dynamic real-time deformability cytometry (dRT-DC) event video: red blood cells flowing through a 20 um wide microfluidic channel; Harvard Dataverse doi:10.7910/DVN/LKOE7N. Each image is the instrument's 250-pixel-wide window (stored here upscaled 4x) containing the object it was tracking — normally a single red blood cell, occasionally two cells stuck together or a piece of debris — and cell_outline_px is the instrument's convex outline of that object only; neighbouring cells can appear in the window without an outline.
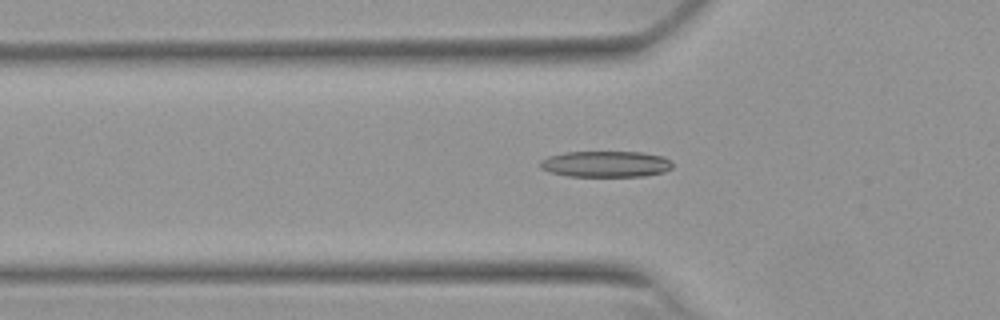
{"species": "Egyptian fruit bat (a non-hibernating species)", "species_latin": "Rousettus aegyptiacus", "temperature_condition": "warm", "stored_images_in_passage": 52, "camera_frame_rate_fps": 3000, "um_per_image_px": 0.085, "animal": {"sex": "female"}, "frame": {"image": 1, "passage_image": 17, "time_ms": 5.333, "image_size_px": [1000, 320], "cell_outline_px": [[672, 168], [664, 172], [644, 176], [568, 176], [548, 172], [540, 168], [540, 160], [548, 156], [564, 152], [640, 152], [664, 156], [672, 160]], "centroid_in_image_um": [51.49, 13.94], "position_along_channel_um": 74.3, "area_um2": 20.35}}
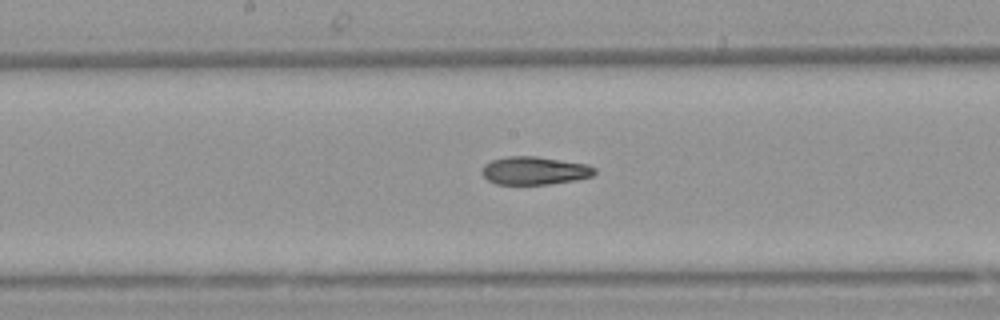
{"frame": {"image": 2, "passage_image": 27, "time_ms": 8.667, "image_size_px": [1000, 320], "cell_outline_px": [[596, 172], [592, 176], [576, 180], [548, 184], [496, 184], [488, 180], [480, 172], [484, 164], [492, 160], [508, 156], [536, 156], [588, 164], [596, 168]], "centroid_in_image_um": [45.44, 14.5], "position_along_channel_um": 202.8, "area_um2": 18.5}}
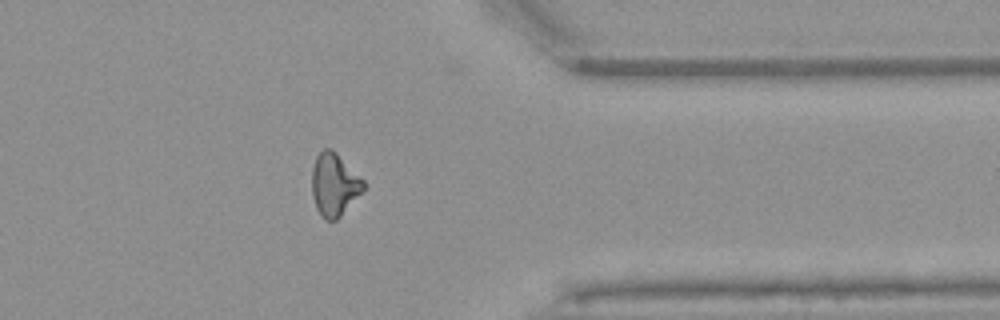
{"frame": {"image": 3, "passage_image": 42, "time_ms": 13.667, "image_size_px": [1000, 320], "cell_outline_px": [[364, 188], [340, 216], [336, 220], [324, 220], [320, 216], [316, 208], [312, 196], [312, 168], [316, 156], [324, 148], [332, 148], [364, 180]], "centroid_in_image_um": [28.38, 15.68], "position_along_channel_um": 383.0, "area_um2": 18.73}, "authors_computed_cell_mechanics": {"area_um2": 19.3341, "velocity_mm_per_s": 3.8375, "shape_relaxation_time_tau1_ms": 9.2377, "shape_relaxation_time_tau2_ms": 4.5064, "deformation_change_tau1": 0.2334, "deformation_change_tau2": 0.1373}}